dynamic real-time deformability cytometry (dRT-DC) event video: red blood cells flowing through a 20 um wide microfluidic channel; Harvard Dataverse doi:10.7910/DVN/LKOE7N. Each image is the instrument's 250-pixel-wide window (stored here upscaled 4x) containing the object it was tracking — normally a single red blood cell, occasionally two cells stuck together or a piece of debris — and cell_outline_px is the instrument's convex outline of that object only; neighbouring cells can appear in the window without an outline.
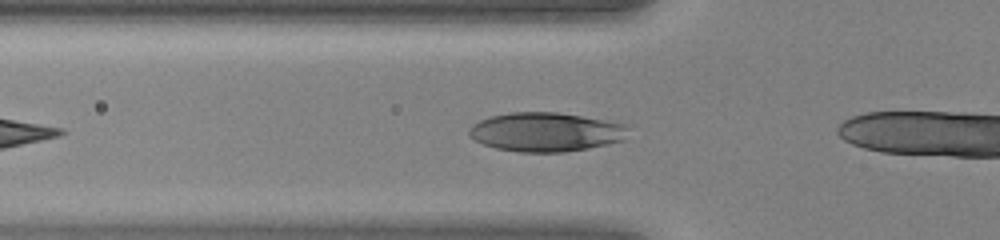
{"species": "human", "species_latin": "Homo sapiens", "temperature_condition": "warm", "stored_images_in_passage": 10, "camera_frame_rate_fps": 3000, "um_per_image_px": 0.085, "donor": {"sex": "female"}, "frame": {"image": 1, "passage_image": 5, "time_ms": 1.333, "image_size_px": [1000, 240], "cell_outline_px": [[632, 124], [624, 140], [608, 144], [588, 148], [564, 152], [520, 152], [496, 148], [484, 144], [468, 136], [468, 128], [472, 124], [480, 120], [492, 116], [512, 112], [556, 112]], "centroid_in_image_um": [46.44, 11.21], "position_along_channel_um": 79.4, "area_um2": 36.53}}
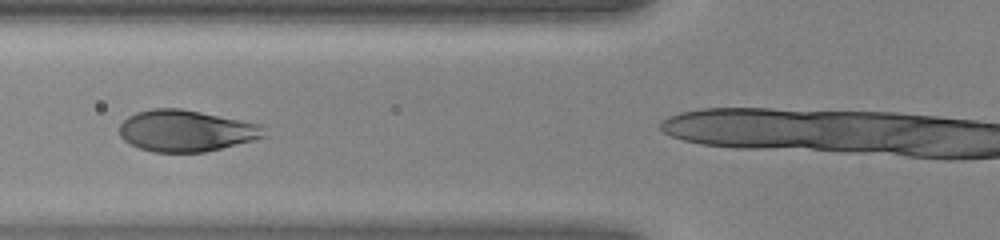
{"frame": {"image": 2, "passage_image": 7, "time_ms": 2.0, "image_size_px": [1000, 240], "cell_outline_px": [[268, 136], [204, 152], [152, 152], [140, 148], [124, 140], [120, 136], [120, 124], [128, 116], [136, 112], [152, 108], [180, 108], [260, 124]], "centroid_in_image_um": [15.79, 11.11], "position_along_channel_um": 110.0, "area_um2": 34.68}}